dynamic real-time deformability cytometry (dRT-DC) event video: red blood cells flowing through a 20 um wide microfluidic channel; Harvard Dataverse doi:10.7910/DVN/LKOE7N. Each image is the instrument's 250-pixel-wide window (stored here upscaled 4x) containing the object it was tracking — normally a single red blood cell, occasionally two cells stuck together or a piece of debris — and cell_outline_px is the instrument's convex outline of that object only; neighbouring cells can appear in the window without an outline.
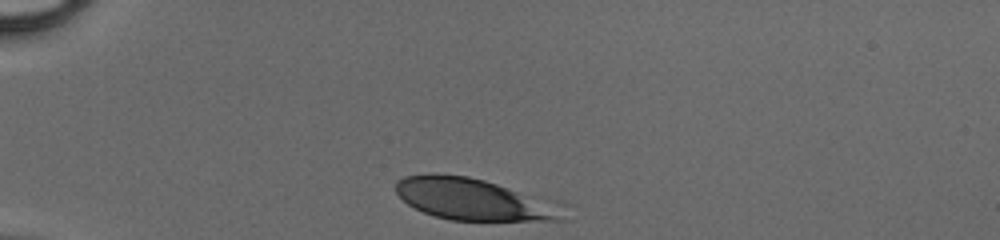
{"species": "human", "species_latin": "Homo sapiens", "temperature_condition": "cold", "stored_images_in_passage": 29, "camera_frame_rate_fps": 3000, "um_per_image_px": 0.085, "donor": {"sex": "male"}, "frame": {"image": 1, "passage_image": 1, "time_ms": 0.0, "image_size_px": [1000, 240], "cell_outline_px": [[568, 220], [452, 220], [436, 216], [424, 212], [408, 204], [396, 192], [396, 180], [404, 176], [428, 172], [436, 172], [468, 176], [564, 200], [568, 204]], "centroid_in_image_um": [40.5, 16.92], "position_along_channel_um": 44.5, "area_um2": 42.48}}
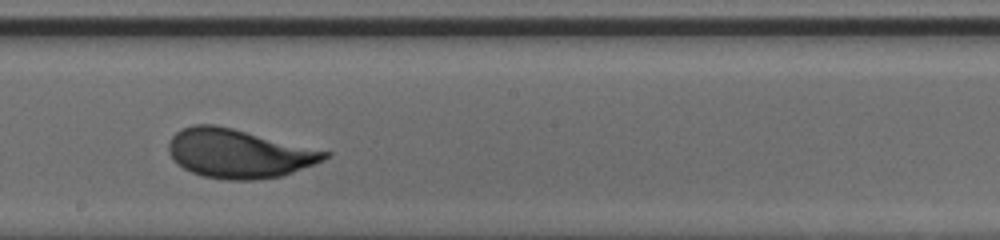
{"frame": {"image": 2, "passage_image": 17, "time_ms": 5.333, "image_size_px": [1000, 240], "cell_outline_px": [[332, 156], [324, 160], [284, 176], [256, 180], [228, 180], [204, 176], [192, 172], [184, 168], [168, 152], [168, 144], [172, 136], [180, 128], [192, 124], [216, 124], [332, 152]], "centroid_in_image_um": [20.32, 13.04], "position_along_channel_um": 227.9, "area_um2": 44.62}}
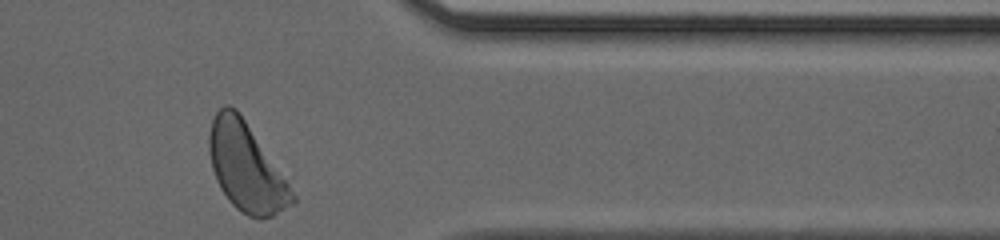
{"frame": {"image": 3, "passage_image": 29, "time_ms": 9.333, "image_size_px": [1000, 240], "cell_outline_px": [[296, 200], [292, 204], [272, 216], [260, 220], [248, 216], [236, 208], [228, 200], [220, 188], [216, 180], [212, 168], [208, 152], [208, 132], [212, 120], [216, 112], [224, 104], [228, 104], [236, 108], [288, 184], [296, 196]], "centroid_in_image_um": [20.87, 14.23], "position_along_channel_um": 390.5, "area_um2": 42.14}}